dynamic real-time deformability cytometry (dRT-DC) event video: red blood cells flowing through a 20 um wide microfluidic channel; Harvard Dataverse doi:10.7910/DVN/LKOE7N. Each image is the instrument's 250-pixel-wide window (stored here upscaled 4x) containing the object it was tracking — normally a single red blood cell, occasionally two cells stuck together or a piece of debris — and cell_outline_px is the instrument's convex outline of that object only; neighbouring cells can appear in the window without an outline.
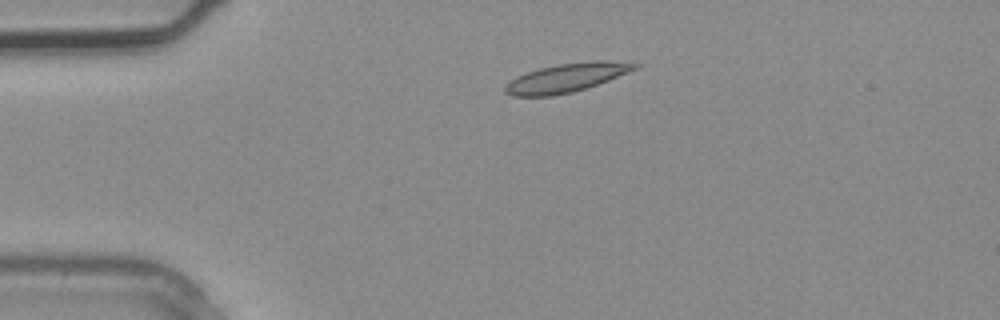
{"species": "common noctule bat (a hibernating species)", "species_latin": "Nyctalus noctula", "temperature_condition": "warm", "stored_images_in_passage": 2, "camera_frame_rate_fps": 3000, "um_per_image_px": 0.085, "animal": {"sex": "male", "body_mass_g": 20.4}, "frame": {"image": 1, "passage_image": 1, "time_ms": 0.0, "image_size_px": [1000, 320], "cell_outline_px": [[640, 68], [608, 80], [572, 92], [552, 96], [512, 96], [504, 92], [504, 88], [516, 76], [540, 68], [560, 64], [592, 60], [608, 60], [640, 64]], "centroid_in_image_um": [48.18, 6.6], "position_along_channel_um": 36.8, "area_um2": 21.5}}